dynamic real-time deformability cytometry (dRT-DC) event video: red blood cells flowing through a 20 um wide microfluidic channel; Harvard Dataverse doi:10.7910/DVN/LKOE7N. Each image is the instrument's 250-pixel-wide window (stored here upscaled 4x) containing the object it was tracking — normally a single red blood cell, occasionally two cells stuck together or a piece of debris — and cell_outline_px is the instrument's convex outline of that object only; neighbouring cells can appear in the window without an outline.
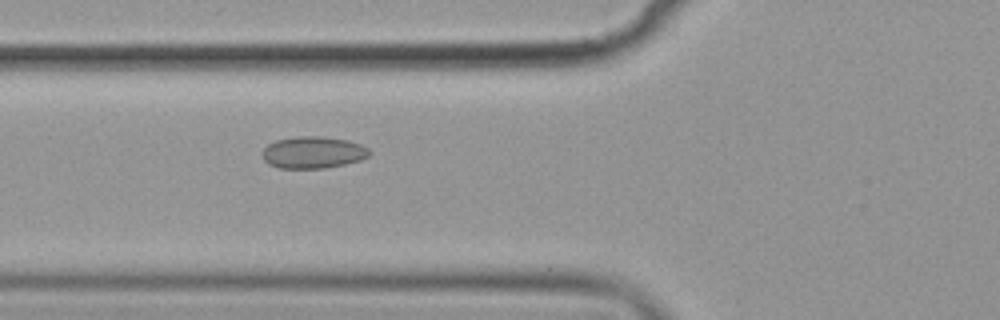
{"species": "common noctule bat (a hibernating species)", "species_latin": "Nyctalus noctula", "temperature_condition": "cold", "stored_images_in_passage": 3, "camera_frame_rate_fps": 3000, "um_per_image_px": 0.085, "animal": {"sex": "female", "body_mass_g": 19.9}, "frame": {"image": 1, "passage_image": 3, "time_ms": 2.333, "image_size_px": [1000, 320], "cell_outline_px": [[372, 152], [368, 156], [360, 160], [344, 164], [324, 168], [280, 168], [268, 164], [264, 160], [260, 152], [268, 144], [276, 140], [296, 136], [324, 136], [348, 140], [360, 144], [368, 148]], "centroid_in_image_um": [26.59, 12.95], "position_along_channel_um": 99.2, "area_um2": 20.06}}